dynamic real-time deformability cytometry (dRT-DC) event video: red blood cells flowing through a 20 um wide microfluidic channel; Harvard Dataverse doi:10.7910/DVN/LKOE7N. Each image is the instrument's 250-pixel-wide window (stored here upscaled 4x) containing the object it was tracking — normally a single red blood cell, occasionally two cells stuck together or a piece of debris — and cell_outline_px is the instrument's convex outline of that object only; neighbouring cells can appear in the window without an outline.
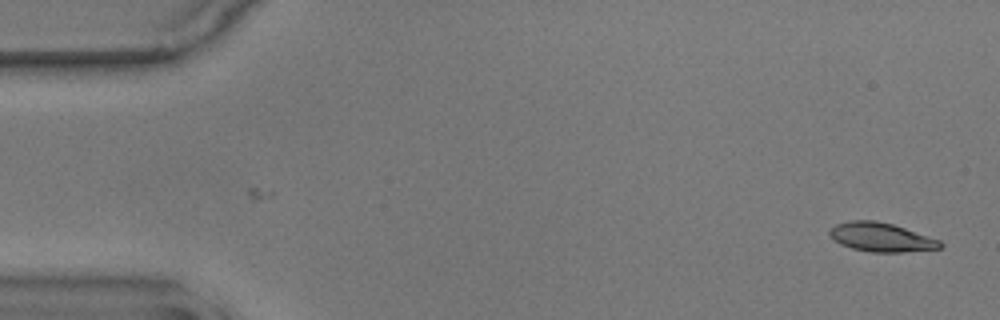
{"species": "common noctule bat (a hibernating species)", "species_latin": "Nyctalus noctula", "temperature_condition": "warm", "stored_images_in_passage": 56, "camera_frame_rate_fps": 3000, "um_per_image_px": 0.085, "animal": {"sex": "male", "body_mass_g": 17.9}, "frame": {"image": 1, "passage_image": 1, "time_ms": 0.0, "image_size_px": [1000, 320], "cell_outline_px": [[944, 244], [940, 248], [904, 252], [872, 252], [852, 248], [840, 244], [832, 240], [828, 232], [836, 224], [852, 220], [876, 220], [892, 224], [940, 240]], "centroid_in_image_um": [74.88, 20.16], "position_along_channel_um": 10.1, "area_um2": 18.55}}
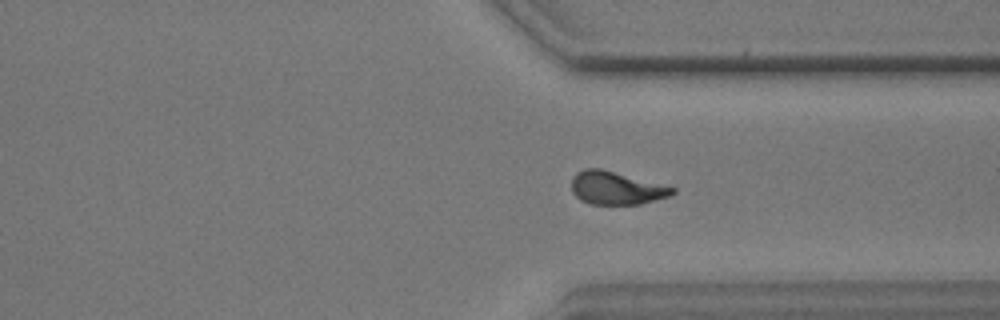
{"frame": {"image": 2, "passage_image": 41, "time_ms": 13.333, "image_size_px": [1000, 320], "cell_outline_px": [[676, 192], [668, 196], [640, 204], [592, 204], [580, 200], [572, 192], [572, 176], [576, 172], [584, 168], [600, 168], [676, 188]], "centroid_in_image_um": [52.34, 15.98], "position_along_channel_um": 359.1, "area_um2": 19.25}}
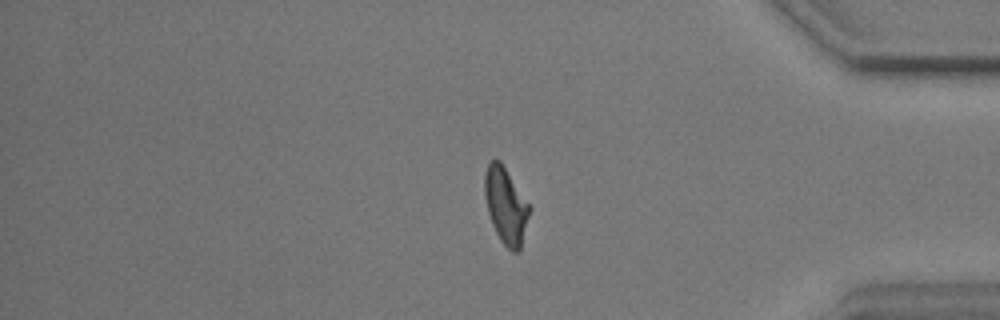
{"frame": {"image": 3, "passage_image": 46, "time_ms": 15.0, "image_size_px": [1000, 320], "cell_outline_px": [[532, 208], [520, 248], [516, 252], [512, 252], [500, 240], [492, 224], [488, 212], [484, 192], [484, 172], [488, 164], [492, 160], [500, 160]], "centroid_in_image_um": [43.0, 17.47], "position_along_channel_um": 392.2, "area_um2": 19.83}, "authors_computed_cell_mechanics": {"area_um2": 19.363, "velocity_mm_per_s": 3.5506, "shape_relaxation_time_tau1_ms": 6.532, "shape_relaxation_time_tau2_ms": 1.409, "deformation_change_tau1": 0.19, "deformation_change_tau2": 0.0829}}